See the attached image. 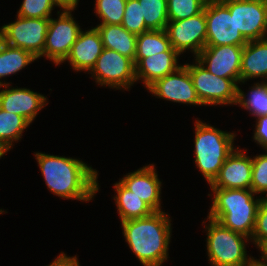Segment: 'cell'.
<instances>
[{
  "instance_id": "obj_29",
  "label": "cell",
  "mask_w": 267,
  "mask_h": 266,
  "mask_svg": "<svg viewBox=\"0 0 267 266\" xmlns=\"http://www.w3.org/2000/svg\"><path fill=\"white\" fill-rule=\"evenodd\" d=\"M63 8L58 0H23L17 15L23 18H51L53 10Z\"/></svg>"
},
{
  "instance_id": "obj_39",
  "label": "cell",
  "mask_w": 267,
  "mask_h": 266,
  "mask_svg": "<svg viewBox=\"0 0 267 266\" xmlns=\"http://www.w3.org/2000/svg\"><path fill=\"white\" fill-rule=\"evenodd\" d=\"M4 44H5L4 34H3L2 29L0 28V50L2 49Z\"/></svg>"
},
{
  "instance_id": "obj_7",
  "label": "cell",
  "mask_w": 267,
  "mask_h": 266,
  "mask_svg": "<svg viewBox=\"0 0 267 266\" xmlns=\"http://www.w3.org/2000/svg\"><path fill=\"white\" fill-rule=\"evenodd\" d=\"M76 9V7H63L57 10V18L53 16L50 18L44 51L38 59L44 57L56 67L66 59L83 29L73 16L72 12Z\"/></svg>"
},
{
  "instance_id": "obj_12",
  "label": "cell",
  "mask_w": 267,
  "mask_h": 266,
  "mask_svg": "<svg viewBox=\"0 0 267 266\" xmlns=\"http://www.w3.org/2000/svg\"><path fill=\"white\" fill-rule=\"evenodd\" d=\"M224 4L234 13L236 27L247 41L267 38V0H233Z\"/></svg>"
},
{
  "instance_id": "obj_27",
  "label": "cell",
  "mask_w": 267,
  "mask_h": 266,
  "mask_svg": "<svg viewBox=\"0 0 267 266\" xmlns=\"http://www.w3.org/2000/svg\"><path fill=\"white\" fill-rule=\"evenodd\" d=\"M149 30H163L168 23L167 0H138Z\"/></svg>"
},
{
  "instance_id": "obj_32",
  "label": "cell",
  "mask_w": 267,
  "mask_h": 266,
  "mask_svg": "<svg viewBox=\"0 0 267 266\" xmlns=\"http://www.w3.org/2000/svg\"><path fill=\"white\" fill-rule=\"evenodd\" d=\"M128 32L136 35L148 31L142 17L141 5L138 0H127L121 24Z\"/></svg>"
},
{
  "instance_id": "obj_24",
  "label": "cell",
  "mask_w": 267,
  "mask_h": 266,
  "mask_svg": "<svg viewBox=\"0 0 267 266\" xmlns=\"http://www.w3.org/2000/svg\"><path fill=\"white\" fill-rule=\"evenodd\" d=\"M31 123L23 116L0 108V150L6 154L21 141ZM15 142V143H14Z\"/></svg>"
},
{
  "instance_id": "obj_13",
  "label": "cell",
  "mask_w": 267,
  "mask_h": 266,
  "mask_svg": "<svg viewBox=\"0 0 267 266\" xmlns=\"http://www.w3.org/2000/svg\"><path fill=\"white\" fill-rule=\"evenodd\" d=\"M152 97L170 101L172 103L186 104L187 106H203L193 86L191 76L185 64L175 72L156 80L147 89Z\"/></svg>"
},
{
  "instance_id": "obj_17",
  "label": "cell",
  "mask_w": 267,
  "mask_h": 266,
  "mask_svg": "<svg viewBox=\"0 0 267 266\" xmlns=\"http://www.w3.org/2000/svg\"><path fill=\"white\" fill-rule=\"evenodd\" d=\"M156 164H147L137 170L126 173L119 181L137 197L146 202L154 211L162 209L163 184L158 177Z\"/></svg>"
},
{
  "instance_id": "obj_37",
  "label": "cell",
  "mask_w": 267,
  "mask_h": 266,
  "mask_svg": "<svg viewBox=\"0 0 267 266\" xmlns=\"http://www.w3.org/2000/svg\"><path fill=\"white\" fill-rule=\"evenodd\" d=\"M248 266H267V263L259 257V259H254Z\"/></svg>"
},
{
  "instance_id": "obj_31",
  "label": "cell",
  "mask_w": 267,
  "mask_h": 266,
  "mask_svg": "<svg viewBox=\"0 0 267 266\" xmlns=\"http://www.w3.org/2000/svg\"><path fill=\"white\" fill-rule=\"evenodd\" d=\"M252 157L251 190L267 198V150ZM265 195V196H264Z\"/></svg>"
},
{
  "instance_id": "obj_11",
  "label": "cell",
  "mask_w": 267,
  "mask_h": 266,
  "mask_svg": "<svg viewBox=\"0 0 267 266\" xmlns=\"http://www.w3.org/2000/svg\"><path fill=\"white\" fill-rule=\"evenodd\" d=\"M165 31L171 46L183 56L184 53H192L196 57L206 45V18L205 8L195 16L168 21Z\"/></svg>"
},
{
  "instance_id": "obj_36",
  "label": "cell",
  "mask_w": 267,
  "mask_h": 266,
  "mask_svg": "<svg viewBox=\"0 0 267 266\" xmlns=\"http://www.w3.org/2000/svg\"><path fill=\"white\" fill-rule=\"evenodd\" d=\"M63 7H78L80 0H58Z\"/></svg>"
},
{
  "instance_id": "obj_41",
  "label": "cell",
  "mask_w": 267,
  "mask_h": 266,
  "mask_svg": "<svg viewBox=\"0 0 267 266\" xmlns=\"http://www.w3.org/2000/svg\"><path fill=\"white\" fill-rule=\"evenodd\" d=\"M7 210H4L3 208L2 209H0V215L1 214H6V213H8V212H6Z\"/></svg>"
},
{
  "instance_id": "obj_1",
  "label": "cell",
  "mask_w": 267,
  "mask_h": 266,
  "mask_svg": "<svg viewBox=\"0 0 267 266\" xmlns=\"http://www.w3.org/2000/svg\"><path fill=\"white\" fill-rule=\"evenodd\" d=\"M47 189L62 199L89 202L100 190L98 171L81 158L34 152Z\"/></svg>"
},
{
  "instance_id": "obj_2",
  "label": "cell",
  "mask_w": 267,
  "mask_h": 266,
  "mask_svg": "<svg viewBox=\"0 0 267 266\" xmlns=\"http://www.w3.org/2000/svg\"><path fill=\"white\" fill-rule=\"evenodd\" d=\"M172 217L165 211L120 223L127 246L142 266H162L168 261Z\"/></svg>"
},
{
  "instance_id": "obj_33",
  "label": "cell",
  "mask_w": 267,
  "mask_h": 266,
  "mask_svg": "<svg viewBox=\"0 0 267 266\" xmlns=\"http://www.w3.org/2000/svg\"><path fill=\"white\" fill-rule=\"evenodd\" d=\"M251 242L258 251L267 245V198L259 204Z\"/></svg>"
},
{
  "instance_id": "obj_15",
  "label": "cell",
  "mask_w": 267,
  "mask_h": 266,
  "mask_svg": "<svg viewBox=\"0 0 267 266\" xmlns=\"http://www.w3.org/2000/svg\"><path fill=\"white\" fill-rule=\"evenodd\" d=\"M48 103L47 96L32 89L11 84L0 86V108L23 116L31 124Z\"/></svg>"
},
{
  "instance_id": "obj_4",
  "label": "cell",
  "mask_w": 267,
  "mask_h": 266,
  "mask_svg": "<svg viewBox=\"0 0 267 266\" xmlns=\"http://www.w3.org/2000/svg\"><path fill=\"white\" fill-rule=\"evenodd\" d=\"M196 118L194 122V163L206 183L218 176L224 161L236 148L237 133L223 131Z\"/></svg>"
},
{
  "instance_id": "obj_6",
  "label": "cell",
  "mask_w": 267,
  "mask_h": 266,
  "mask_svg": "<svg viewBox=\"0 0 267 266\" xmlns=\"http://www.w3.org/2000/svg\"><path fill=\"white\" fill-rule=\"evenodd\" d=\"M191 63L184 64L188 68L197 96L204 107L236 106L239 84L235 80L211 74L195 58Z\"/></svg>"
},
{
  "instance_id": "obj_43",
  "label": "cell",
  "mask_w": 267,
  "mask_h": 266,
  "mask_svg": "<svg viewBox=\"0 0 267 266\" xmlns=\"http://www.w3.org/2000/svg\"><path fill=\"white\" fill-rule=\"evenodd\" d=\"M206 3H213V0H203Z\"/></svg>"
},
{
  "instance_id": "obj_18",
  "label": "cell",
  "mask_w": 267,
  "mask_h": 266,
  "mask_svg": "<svg viewBox=\"0 0 267 266\" xmlns=\"http://www.w3.org/2000/svg\"><path fill=\"white\" fill-rule=\"evenodd\" d=\"M103 50V44L99 32L95 27L88 30L82 29L71 51L62 62H68L75 72L89 74L94 68L97 58Z\"/></svg>"
},
{
  "instance_id": "obj_26",
  "label": "cell",
  "mask_w": 267,
  "mask_h": 266,
  "mask_svg": "<svg viewBox=\"0 0 267 266\" xmlns=\"http://www.w3.org/2000/svg\"><path fill=\"white\" fill-rule=\"evenodd\" d=\"M237 105L255 119L267 115V82L257 80L249 86L247 93L238 86Z\"/></svg>"
},
{
  "instance_id": "obj_42",
  "label": "cell",
  "mask_w": 267,
  "mask_h": 266,
  "mask_svg": "<svg viewBox=\"0 0 267 266\" xmlns=\"http://www.w3.org/2000/svg\"><path fill=\"white\" fill-rule=\"evenodd\" d=\"M5 156V154L0 150V159L2 158V157H4Z\"/></svg>"
},
{
  "instance_id": "obj_28",
  "label": "cell",
  "mask_w": 267,
  "mask_h": 266,
  "mask_svg": "<svg viewBox=\"0 0 267 266\" xmlns=\"http://www.w3.org/2000/svg\"><path fill=\"white\" fill-rule=\"evenodd\" d=\"M127 0H95L94 13L99 24L121 25Z\"/></svg>"
},
{
  "instance_id": "obj_34",
  "label": "cell",
  "mask_w": 267,
  "mask_h": 266,
  "mask_svg": "<svg viewBox=\"0 0 267 266\" xmlns=\"http://www.w3.org/2000/svg\"><path fill=\"white\" fill-rule=\"evenodd\" d=\"M253 141L261 146L263 151L267 150V115L256 118Z\"/></svg>"
},
{
  "instance_id": "obj_25",
  "label": "cell",
  "mask_w": 267,
  "mask_h": 266,
  "mask_svg": "<svg viewBox=\"0 0 267 266\" xmlns=\"http://www.w3.org/2000/svg\"><path fill=\"white\" fill-rule=\"evenodd\" d=\"M164 51H176L170 43L168 35L163 30H148L137 35L136 56L134 65L142 58L152 56Z\"/></svg>"
},
{
  "instance_id": "obj_19",
  "label": "cell",
  "mask_w": 267,
  "mask_h": 266,
  "mask_svg": "<svg viewBox=\"0 0 267 266\" xmlns=\"http://www.w3.org/2000/svg\"><path fill=\"white\" fill-rule=\"evenodd\" d=\"M182 57L177 51H164L152 56L142 58L135 65V77L137 83H143L146 89L156 80L175 72L183 65L179 63Z\"/></svg>"
},
{
  "instance_id": "obj_20",
  "label": "cell",
  "mask_w": 267,
  "mask_h": 266,
  "mask_svg": "<svg viewBox=\"0 0 267 266\" xmlns=\"http://www.w3.org/2000/svg\"><path fill=\"white\" fill-rule=\"evenodd\" d=\"M240 71V85L258 78L267 82V38L248 41L244 45Z\"/></svg>"
},
{
  "instance_id": "obj_38",
  "label": "cell",
  "mask_w": 267,
  "mask_h": 266,
  "mask_svg": "<svg viewBox=\"0 0 267 266\" xmlns=\"http://www.w3.org/2000/svg\"><path fill=\"white\" fill-rule=\"evenodd\" d=\"M260 258L267 263V245L260 251Z\"/></svg>"
},
{
  "instance_id": "obj_3",
  "label": "cell",
  "mask_w": 267,
  "mask_h": 266,
  "mask_svg": "<svg viewBox=\"0 0 267 266\" xmlns=\"http://www.w3.org/2000/svg\"><path fill=\"white\" fill-rule=\"evenodd\" d=\"M210 191L207 196H212V204L207 216L251 239L263 197L251 189L210 188Z\"/></svg>"
},
{
  "instance_id": "obj_21",
  "label": "cell",
  "mask_w": 267,
  "mask_h": 266,
  "mask_svg": "<svg viewBox=\"0 0 267 266\" xmlns=\"http://www.w3.org/2000/svg\"><path fill=\"white\" fill-rule=\"evenodd\" d=\"M95 28L100 34L103 48L116 51L134 62L136 34L128 32L122 25L97 24Z\"/></svg>"
},
{
  "instance_id": "obj_35",
  "label": "cell",
  "mask_w": 267,
  "mask_h": 266,
  "mask_svg": "<svg viewBox=\"0 0 267 266\" xmlns=\"http://www.w3.org/2000/svg\"><path fill=\"white\" fill-rule=\"evenodd\" d=\"M79 261L77 255L68 256L67 253L60 252V254L46 266H81Z\"/></svg>"
},
{
  "instance_id": "obj_30",
  "label": "cell",
  "mask_w": 267,
  "mask_h": 266,
  "mask_svg": "<svg viewBox=\"0 0 267 266\" xmlns=\"http://www.w3.org/2000/svg\"><path fill=\"white\" fill-rule=\"evenodd\" d=\"M203 0H167L168 21L183 20L204 10Z\"/></svg>"
},
{
  "instance_id": "obj_16",
  "label": "cell",
  "mask_w": 267,
  "mask_h": 266,
  "mask_svg": "<svg viewBox=\"0 0 267 266\" xmlns=\"http://www.w3.org/2000/svg\"><path fill=\"white\" fill-rule=\"evenodd\" d=\"M251 173L252 155L248 156L247 149L236 146L209 188L250 189Z\"/></svg>"
},
{
  "instance_id": "obj_10",
  "label": "cell",
  "mask_w": 267,
  "mask_h": 266,
  "mask_svg": "<svg viewBox=\"0 0 267 266\" xmlns=\"http://www.w3.org/2000/svg\"><path fill=\"white\" fill-rule=\"evenodd\" d=\"M206 45L244 46L248 41L240 33L234 22V13L224 3H206Z\"/></svg>"
},
{
  "instance_id": "obj_9",
  "label": "cell",
  "mask_w": 267,
  "mask_h": 266,
  "mask_svg": "<svg viewBox=\"0 0 267 266\" xmlns=\"http://www.w3.org/2000/svg\"><path fill=\"white\" fill-rule=\"evenodd\" d=\"M15 17L14 22L1 26L5 43L27 50L39 58L44 51L50 19Z\"/></svg>"
},
{
  "instance_id": "obj_8",
  "label": "cell",
  "mask_w": 267,
  "mask_h": 266,
  "mask_svg": "<svg viewBox=\"0 0 267 266\" xmlns=\"http://www.w3.org/2000/svg\"><path fill=\"white\" fill-rule=\"evenodd\" d=\"M89 74L98 86L113 90L129 91L131 86L137 83L134 62L130 58L106 48H103Z\"/></svg>"
},
{
  "instance_id": "obj_5",
  "label": "cell",
  "mask_w": 267,
  "mask_h": 266,
  "mask_svg": "<svg viewBox=\"0 0 267 266\" xmlns=\"http://www.w3.org/2000/svg\"><path fill=\"white\" fill-rule=\"evenodd\" d=\"M206 219L201 225H205V246L210 266H248L256 258L247 254V246L251 243L249 237L228 229L208 216Z\"/></svg>"
},
{
  "instance_id": "obj_40",
  "label": "cell",
  "mask_w": 267,
  "mask_h": 266,
  "mask_svg": "<svg viewBox=\"0 0 267 266\" xmlns=\"http://www.w3.org/2000/svg\"><path fill=\"white\" fill-rule=\"evenodd\" d=\"M233 0H213V3H226Z\"/></svg>"
},
{
  "instance_id": "obj_22",
  "label": "cell",
  "mask_w": 267,
  "mask_h": 266,
  "mask_svg": "<svg viewBox=\"0 0 267 266\" xmlns=\"http://www.w3.org/2000/svg\"><path fill=\"white\" fill-rule=\"evenodd\" d=\"M115 195L113 196L120 222L138 219L155 212L146 202L134 195L120 181L113 184Z\"/></svg>"
},
{
  "instance_id": "obj_23",
  "label": "cell",
  "mask_w": 267,
  "mask_h": 266,
  "mask_svg": "<svg viewBox=\"0 0 267 266\" xmlns=\"http://www.w3.org/2000/svg\"><path fill=\"white\" fill-rule=\"evenodd\" d=\"M37 60L31 52L5 43L0 50V86L12 84L5 81L7 77L21 72Z\"/></svg>"
},
{
  "instance_id": "obj_14",
  "label": "cell",
  "mask_w": 267,
  "mask_h": 266,
  "mask_svg": "<svg viewBox=\"0 0 267 266\" xmlns=\"http://www.w3.org/2000/svg\"><path fill=\"white\" fill-rule=\"evenodd\" d=\"M244 46H205L195 59L217 77L241 82V59Z\"/></svg>"
}]
</instances>
